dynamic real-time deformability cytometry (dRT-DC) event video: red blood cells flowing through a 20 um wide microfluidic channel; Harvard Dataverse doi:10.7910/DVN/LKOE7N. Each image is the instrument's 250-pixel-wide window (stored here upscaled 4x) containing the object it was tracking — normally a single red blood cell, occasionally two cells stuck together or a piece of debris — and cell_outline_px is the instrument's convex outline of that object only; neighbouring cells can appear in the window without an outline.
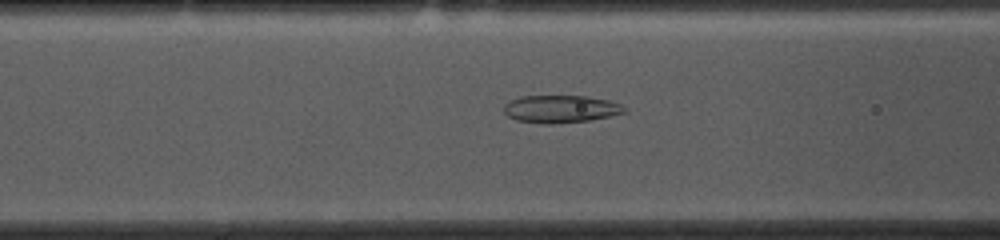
{"species": "common noctule bat (a hibernating species)", "species_latin": "Nyctalus noctula", "temperature_condition": "cold", "stored_images_in_passage": 53, "camera_frame_rate_fps": 3000, "um_per_image_px": 0.085, "animal": {"sex": "female", "body_mass_g": 10.0, "forearm_length_mm": 53.1}, "frame": {"image": 1, "passage_image": 19, "time_ms": 6.0, "image_size_px": [1000, 240], "cell_outline_px": [[628, 112], [592, 120], [548, 124], [544, 124], [516, 120], [508, 116], [504, 112], [504, 104], [520, 96], [584, 96], [608, 100], [620, 104], [628, 108]], "centroid_in_image_um": [47.69, 9.27], "position_along_channel_um": 118.9, "area_um2": 19.42}}
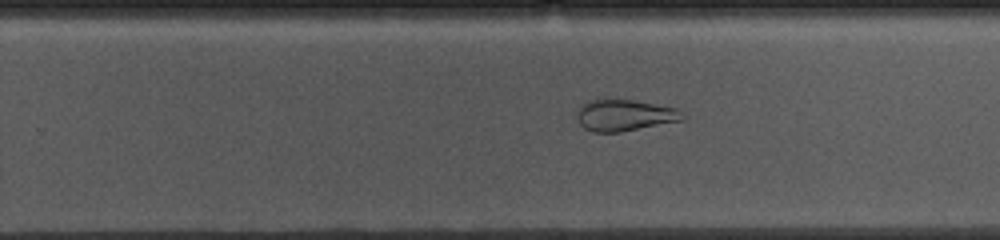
{"frame": {"image": 2, "passage_image": 32, "time_ms": 10.333, "image_size_px": [1000, 240], "cell_outline_px": [[688, 116], [684, 120], [620, 132], [592, 132], [584, 128], [580, 124], [576, 112], [588, 100], [632, 100], [676, 108]], "centroid_in_image_um": [53.13, 9.81], "position_along_channel_um": 276.7, "area_um2": 19.19}}
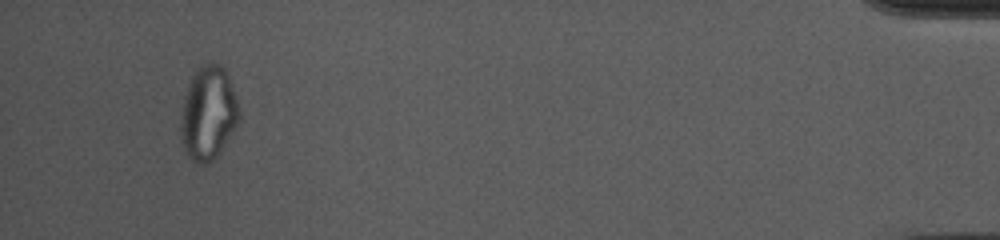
{"frame": {"image": 3, "passage_image": 50, "time_ms": 16.333, "image_size_px": [1000, 240], "cell_outline_px": [[240, 120], [220, 152], [208, 164], [200, 164], [192, 160], [188, 156], [184, 148], [180, 136], [180, 124], [184, 96], [188, 84], [192, 76], [204, 64], [212, 60], [220, 64], [224, 68], [236, 92], [240, 108]], "centroid_in_image_um": [17.73, 9.61], "position_along_channel_um": 417.5, "area_um2": 32.19}, "authors_computed_cell_mechanics": {"area_um2": 24.7384, "velocity_mm_per_s": 3.6408, "shape_relaxation_time_tau1_ms": null, "shape_relaxation_time_tau2_ms": 2.1116, "deformation_change_tau1": null, "deformation_change_tau2": 0.0839}}